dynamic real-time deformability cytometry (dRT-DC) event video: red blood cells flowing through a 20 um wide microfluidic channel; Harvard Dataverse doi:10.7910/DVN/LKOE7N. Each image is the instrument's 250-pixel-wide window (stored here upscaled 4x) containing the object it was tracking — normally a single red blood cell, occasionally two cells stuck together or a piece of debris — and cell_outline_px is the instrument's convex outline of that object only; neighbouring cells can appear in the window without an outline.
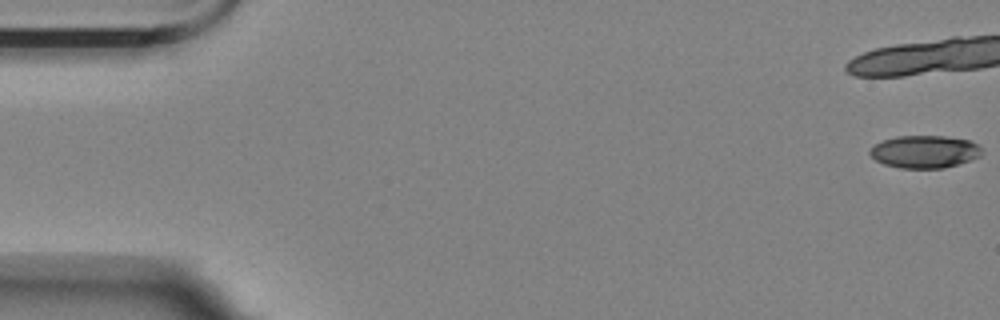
{"species": "Egyptian fruit bat (a non-hibernating species)", "species_latin": "Rousettus aegyptiacus", "temperature_condition": "room temperature", "stored_images_in_passage": 14, "camera_frame_rate_fps": 3000, "um_per_image_px": 0.085, "animal": {"sex": "female"}, "frame": {"image": 1, "passage_image": 1, "time_ms": 0.0, "image_size_px": [1000, 320], "cell_outline_px": [[984, 152], [980, 156], [960, 164], [944, 168], [900, 168], [884, 164], [876, 160], [868, 152], [876, 144], [884, 140], [896, 136], [944, 136], [972, 140]], "centroid_in_image_um": [78.63, 12.89], "position_along_channel_um": 6.4, "area_um2": 21.27}}